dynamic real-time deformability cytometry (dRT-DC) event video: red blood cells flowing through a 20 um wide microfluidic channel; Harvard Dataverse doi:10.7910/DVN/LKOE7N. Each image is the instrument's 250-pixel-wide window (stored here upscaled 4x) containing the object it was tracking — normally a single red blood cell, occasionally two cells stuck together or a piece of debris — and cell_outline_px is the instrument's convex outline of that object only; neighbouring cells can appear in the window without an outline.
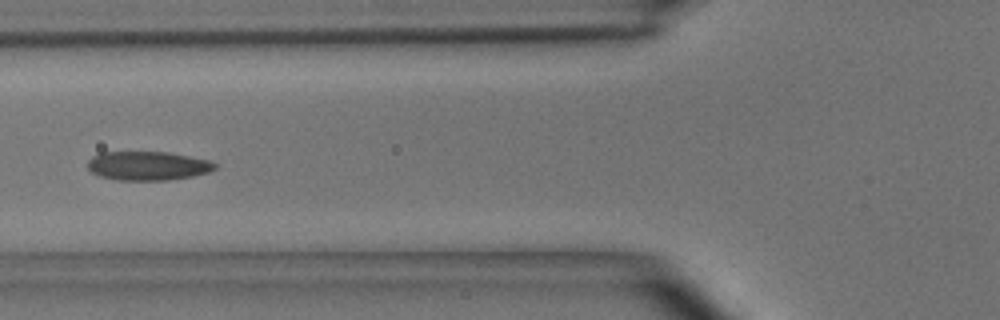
{"species": "common noctule bat (a hibernating species)", "species_latin": "Nyctalus noctula", "temperature_condition": "room temperature", "stored_images_in_passage": 31, "camera_frame_rate_fps": 3000, "um_per_image_px": 0.085, "animal": {"sex": "male", "body_mass_g": 15.6}, "frame": {"image": 1, "passage_image": 10, "time_ms": 3.0, "image_size_px": [1000, 320], "cell_outline_px": [[216, 168], [208, 172], [192, 176], [168, 180], [116, 180], [100, 176], [92, 172], [88, 168], [88, 160], [92, 156], [100, 152], [168, 152], [208, 160], [216, 164]], "centroid_in_image_um": [12.53, 14.09], "position_along_channel_um": 113.3, "area_um2": 21.39}, "authors_computed_cell_mechanics": {"area_um2": 21.5016, "velocity_mm_per_s": 3.9925, "shape_relaxation_time_tau1_ms": 4.377, "shape_relaxation_time_tau2_ms": 1.1644, "deformation_change_tau1": 0.1173, "deformation_change_tau2": 0.0543}}